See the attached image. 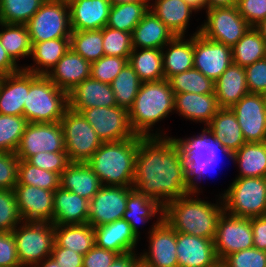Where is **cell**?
Segmentation results:
<instances>
[{
	"instance_id": "obj_1",
	"label": "cell",
	"mask_w": 266,
	"mask_h": 267,
	"mask_svg": "<svg viewBox=\"0 0 266 267\" xmlns=\"http://www.w3.org/2000/svg\"><path fill=\"white\" fill-rule=\"evenodd\" d=\"M133 189L161 206L191 192L184 158L170 136H139Z\"/></svg>"
},
{
	"instance_id": "obj_2",
	"label": "cell",
	"mask_w": 266,
	"mask_h": 267,
	"mask_svg": "<svg viewBox=\"0 0 266 267\" xmlns=\"http://www.w3.org/2000/svg\"><path fill=\"white\" fill-rule=\"evenodd\" d=\"M219 196V201L213 204L190 192L163 207V220L176 232L214 240L218 220L224 212Z\"/></svg>"
},
{
	"instance_id": "obj_3",
	"label": "cell",
	"mask_w": 266,
	"mask_h": 267,
	"mask_svg": "<svg viewBox=\"0 0 266 267\" xmlns=\"http://www.w3.org/2000/svg\"><path fill=\"white\" fill-rule=\"evenodd\" d=\"M174 111V92L168 80L141 83L135 101L128 109L129 121L136 135L166 136L152 128ZM158 132V133H157Z\"/></svg>"
},
{
	"instance_id": "obj_4",
	"label": "cell",
	"mask_w": 266,
	"mask_h": 267,
	"mask_svg": "<svg viewBox=\"0 0 266 267\" xmlns=\"http://www.w3.org/2000/svg\"><path fill=\"white\" fill-rule=\"evenodd\" d=\"M139 136L123 141L102 143L86 162L103 186L133 187Z\"/></svg>"
},
{
	"instance_id": "obj_5",
	"label": "cell",
	"mask_w": 266,
	"mask_h": 267,
	"mask_svg": "<svg viewBox=\"0 0 266 267\" xmlns=\"http://www.w3.org/2000/svg\"><path fill=\"white\" fill-rule=\"evenodd\" d=\"M173 139L184 158L187 185L195 194L201 193L197 182L202 180L205 175H209L210 172H216L217 166L222 160L221 154L231 160L229 151L212 136L206 127L199 135L184 139L173 137Z\"/></svg>"
},
{
	"instance_id": "obj_6",
	"label": "cell",
	"mask_w": 266,
	"mask_h": 267,
	"mask_svg": "<svg viewBox=\"0 0 266 267\" xmlns=\"http://www.w3.org/2000/svg\"><path fill=\"white\" fill-rule=\"evenodd\" d=\"M68 108V93L58 88L46 75L29 72V92L23 116L28 123L60 122Z\"/></svg>"
},
{
	"instance_id": "obj_7",
	"label": "cell",
	"mask_w": 266,
	"mask_h": 267,
	"mask_svg": "<svg viewBox=\"0 0 266 267\" xmlns=\"http://www.w3.org/2000/svg\"><path fill=\"white\" fill-rule=\"evenodd\" d=\"M224 211L235 217L266 215V181L264 177L236 178L221 193Z\"/></svg>"
},
{
	"instance_id": "obj_8",
	"label": "cell",
	"mask_w": 266,
	"mask_h": 267,
	"mask_svg": "<svg viewBox=\"0 0 266 267\" xmlns=\"http://www.w3.org/2000/svg\"><path fill=\"white\" fill-rule=\"evenodd\" d=\"M18 226L12 234L21 267H34L51 256L54 245L53 223L22 221Z\"/></svg>"
},
{
	"instance_id": "obj_9",
	"label": "cell",
	"mask_w": 266,
	"mask_h": 267,
	"mask_svg": "<svg viewBox=\"0 0 266 267\" xmlns=\"http://www.w3.org/2000/svg\"><path fill=\"white\" fill-rule=\"evenodd\" d=\"M60 124L70 162H87L103 143L81 112L68 107Z\"/></svg>"
},
{
	"instance_id": "obj_10",
	"label": "cell",
	"mask_w": 266,
	"mask_h": 267,
	"mask_svg": "<svg viewBox=\"0 0 266 267\" xmlns=\"http://www.w3.org/2000/svg\"><path fill=\"white\" fill-rule=\"evenodd\" d=\"M26 26L32 45L57 38H70L72 29L68 2L46 0Z\"/></svg>"
},
{
	"instance_id": "obj_11",
	"label": "cell",
	"mask_w": 266,
	"mask_h": 267,
	"mask_svg": "<svg viewBox=\"0 0 266 267\" xmlns=\"http://www.w3.org/2000/svg\"><path fill=\"white\" fill-rule=\"evenodd\" d=\"M206 21L200 26L205 38L233 47L251 27L237 6L206 9Z\"/></svg>"
},
{
	"instance_id": "obj_12",
	"label": "cell",
	"mask_w": 266,
	"mask_h": 267,
	"mask_svg": "<svg viewBox=\"0 0 266 267\" xmlns=\"http://www.w3.org/2000/svg\"><path fill=\"white\" fill-rule=\"evenodd\" d=\"M81 114L103 143L123 141L136 136L131 128L128 110L123 107H92L83 109Z\"/></svg>"
},
{
	"instance_id": "obj_13",
	"label": "cell",
	"mask_w": 266,
	"mask_h": 267,
	"mask_svg": "<svg viewBox=\"0 0 266 267\" xmlns=\"http://www.w3.org/2000/svg\"><path fill=\"white\" fill-rule=\"evenodd\" d=\"M213 241L218 260L234 252L253 248L251 218L235 217L224 211L218 220Z\"/></svg>"
},
{
	"instance_id": "obj_14",
	"label": "cell",
	"mask_w": 266,
	"mask_h": 267,
	"mask_svg": "<svg viewBox=\"0 0 266 267\" xmlns=\"http://www.w3.org/2000/svg\"><path fill=\"white\" fill-rule=\"evenodd\" d=\"M39 152H66L60 122L27 124L15 154L28 160Z\"/></svg>"
},
{
	"instance_id": "obj_15",
	"label": "cell",
	"mask_w": 266,
	"mask_h": 267,
	"mask_svg": "<svg viewBox=\"0 0 266 267\" xmlns=\"http://www.w3.org/2000/svg\"><path fill=\"white\" fill-rule=\"evenodd\" d=\"M152 226L148 231V251L143 250L140 259L149 267H179L176 231L163 220V214Z\"/></svg>"
},
{
	"instance_id": "obj_16",
	"label": "cell",
	"mask_w": 266,
	"mask_h": 267,
	"mask_svg": "<svg viewBox=\"0 0 266 267\" xmlns=\"http://www.w3.org/2000/svg\"><path fill=\"white\" fill-rule=\"evenodd\" d=\"M133 187L102 186L89 201L87 223L98 227L122 219L126 211L128 194Z\"/></svg>"
},
{
	"instance_id": "obj_17",
	"label": "cell",
	"mask_w": 266,
	"mask_h": 267,
	"mask_svg": "<svg viewBox=\"0 0 266 267\" xmlns=\"http://www.w3.org/2000/svg\"><path fill=\"white\" fill-rule=\"evenodd\" d=\"M233 63L232 47L194 35L193 67L214 82Z\"/></svg>"
},
{
	"instance_id": "obj_18",
	"label": "cell",
	"mask_w": 266,
	"mask_h": 267,
	"mask_svg": "<svg viewBox=\"0 0 266 267\" xmlns=\"http://www.w3.org/2000/svg\"><path fill=\"white\" fill-rule=\"evenodd\" d=\"M246 142L266 141V109L262 94L248 93L231 108Z\"/></svg>"
},
{
	"instance_id": "obj_19",
	"label": "cell",
	"mask_w": 266,
	"mask_h": 267,
	"mask_svg": "<svg viewBox=\"0 0 266 267\" xmlns=\"http://www.w3.org/2000/svg\"><path fill=\"white\" fill-rule=\"evenodd\" d=\"M13 190L23 221L52 223L54 191L22 184Z\"/></svg>"
},
{
	"instance_id": "obj_20",
	"label": "cell",
	"mask_w": 266,
	"mask_h": 267,
	"mask_svg": "<svg viewBox=\"0 0 266 267\" xmlns=\"http://www.w3.org/2000/svg\"><path fill=\"white\" fill-rule=\"evenodd\" d=\"M176 253L179 267H211L217 260L214 241L176 232Z\"/></svg>"
},
{
	"instance_id": "obj_21",
	"label": "cell",
	"mask_w": 266,
	"mask_h": 267,
	"mask_svg": "<svg viewBox=\"0 0 266 267\" xmlns=\"http://www.w3.org/2000/svg\"><path fill=\"white\" fill-rule=\"evenodd\" d=\"M68 5L72 31L103 29L112 6L109 0H70Z\"/></svg>"
},
{
	"instance_id": "obj_22",
	"label": "cell",
	"mask_w": 266,
	"mask_h": 267,
	"mask_svg": "<svg viewBox=\"0 0 266 267\" xmlns=\"http://www.w3.org/2000/svg\"><path fill=\"white\" fill-rule=\"evenodd\" d=\"M113 106H117V104L110 84L94 80L91 77L68 92V107L77 112L92 107Z\"/></svg>"
},
{
	"instance_id": "obj_23",
	"label": "cell",
	"mask_w": 266,
	"mask_h": 267,
	"mask_svg": "<svg viewBox=\"0 0 266 267\" xmlns=\"http://www.w3.org/2000/svg\"><path fill=\"white\" fill-rule=\"evenodd\" d=\"M29 92V71L0 76V114L23 116L24 102Z\"/></svg>"
},
{
	"instance_id": "obj_24",
	"label": "cell",
	"mask_w": 266,
	"mask_h": 267,
	"mask_svg": "<svg viewBox=\"0 0 266 267\" xmlns=\"http://www.w3.org/2000/svg\"><path fill=\"white\" fill-rule=\"evenodd\" d=\"M91 63L71 48L46 75L58 88L71 91L76 85L90 78Z\"/></svg>"
},
{
	"instance_id": "obj_25",
	"label": "cell",
	"mask_w": 266,
	"mask_h": 267,
	"mask_svg": "<svg viewBox=\"0 0 266 267\" xmlns=\"http://www.w3.org/2000/svg\"><path fill=\"white\" fill-rule=\"evenodd\" d=\"M219 109L215 93L174 94V111H177L179 116L181 115L185 119L205 123L203 127H207L211 123Z\"/></svg>"
},
{
	"instance_id": "obj_26",
	"label": "cell",
	"mask_w": 266,
	"mask_h": 267,
	"mask_svg": "<svg viewBox=\"0 0 266 267\" xmlns=\"http://www.w3.org/2000/svg\"><path fill=\"white\" fill-rule=\"evenodd\" d=\"M89 216V200L59 187L54 191V225L85 224Z\"/></svg>"
},
{
	"instance_id": "obj_27",
	"label": "cell",
	"mask_w": 266,
	"mask_h": 267,
	"mask_svg": "<svg viewBox=\"0 0 266 267\" xmlns=\"http://www.w3.org/2000/svg\"><path fill=\"white\" fill-rule=\"evenodd\" d=\"M95 242L100 248L124 254L136 251L138 238L132 232L130 224L122 219L94 227Z\"/></svg>"
},
{
	"instance_id": "obj_28",
	"label": "cell",
	"mask_w": 266,
	"mask_h": 267,
	"mask_svg": "<svg viewBox=\"0 0 266 267\" xmlns=\"http://www.w3.org/2000/svg\"><path fill=\"white\" fill-rule=\"evenodd\" d=\"M197 33H200V27H197V31L191 34L189 39H186L185 36H175L162 48L163 70L166 80L173 75L193 68L194 35Z\"/></svg>"
},
{
	"instance_id": "obj_29",
	"label": "cell",
	"mask_w": 266,
	"mask_h": 267,
	"mask_svg": "<svg viewBox=\"0 0 266 267\" xmlns=\"http://www.w3.org/2000/svg\"><path fill=\"white\" fill-rule=\"evenodd\" d=\"M102 186L100 179L86 162H71L60 175V187L89 201Z\"/></svg>"
},
{
	"instance_id": "obj_30",
	"label": "cell",
	"mask_w": 266,
	"mask_h": 267,
	"mask_svg": "<svg viewBox=\"0 0 266 267\" xmlns=\"http://www.w3.org/2000/svg\"><path fill=\"white\" fill-rule=\"evenodd\" d=\"M174 37V33L149 10L132 32V46L133 49H162Z\"/></svg>"
},
{
	"instance_id": "obj_31",
	"label": "cell",
	"mask_w": 266,
	"mask_h": 267,
	"mask_svg": "<svg viewBox=\"0 0 266 267\" xmlns=\"http://www.w3.org/2000/svg\"><path fill=\"white\" fill-rule=\"evenodd\" d=\"M249 93L244 67L231 64L215 81V95L219 108H231Z\"/></svg>"
},
{
	"instance_id": "obj_32",
	"label": "cell",
	"mask_w": 266,
	"mask_h": 267,
	"mask_svg": "<svg viewBox=\"0 0 266 267\" xmlns=\"http://www.w3.org/2000/svg\"><path fill=\"white\" fill-rule=\"evenodd\" d=\"M153 1V0H150ZM151 10L175 36H185L190 17L196 10L184 0H155Z\"/></svg>"
},
{
	"instance_id": "obj_33",
	"label": "cell",
	"mask_w": 266,
	"mask_h": 267,
	"mask_svg": "<svg viewBox=\"0 0 266 267\" xmlns=\"http://www.w3.org/2000/svg\"><path fill=\"white\" fill-rule=\"evenodd\" d=\"M206 128L231 155L246 143L236 115L230 108H220Z\"/></svg>"
},
{
	"instance_id": "obj_34",
	"label": "cell",
	"mask_w": 266,
	"mask_h": 267,
	"mask_svg": "<svg viewBox=\"0 0 266 267\" xmlns=\"http://www.w3.org/2000/svg\"><path fill=\"white\" fill-rule=\"evenodd\" d=\"M70 49V38H57L32 45L31 58L34 64L23 68L36 75H47Z\"/></svg>"
},
{
	"instance_id": "obj_35",
	"label": "cell",
	"mask_w": 266,
	"mask_h": 267,
	"mask_svg": "<svg viewBox=\"0 0 266 267\" xmlns=\"http://www.w3.org/2000/svg\"><path fill=\"white\" fill-rule=\"evenodd\" d=\"M54 242L84 256L96 245L95 230L89 223L54 225Z\"/></svg>"
},
{
	"instance_id": "obj_36",
	"label": "cell",
	"mask_w": 266,
	"mask_h": 267,
	"mask_svg": "<svg viewBox=\"0 0 266 267\" xmlns=\"http://www.w3.org/2000/svg\"><path fill=\"white\" fill-rule=\"evenodd\" d=\"M233 163L238 164L239 175L242 177L266 176V141L246 142L231 155Z\"/></svg>"
},
{
	"instance_id": "obj_37",
	"label": "cell",
	"mask_w": 266,
	"mask_h": 267,
	"mask_svg": "<svg viewBox=\"0 0 266 267\" xmlns=\"http://www.w3.org/2000/svg\"><path fill=\"white\" fill-rule=\"evenodd\" d=\"M158 213L163 214V206L156 200L149 198L147 195L139 194L133 189L128 194L126 202V211L124 212L123 219L126 220L132 229V232L139 239V227L142 223H148L152 217H156Z\"/></svg>"
},
{
	"instance_id": "obj_38",
	"label": "cell",
	"mask_w": 266,
	"mask_h": 267,
	"mask_svg": "<svg viewBox=\"0 0 266 267\" xmlns=\"http://www.w3.org/2000/svg\"><path fill=\"white\" fill-rule=\"evenodd\" d=\"M161 50L158 48L132 50L128 63L133 67L142 83L165 79Z\"/></svg>"
},
{
	"instance_id": "obj_39",
	"label": "cell",
	"mask_w": 266,
	"mask_h": 267,
	"mask_svg": "<svg viewBox=\"0 0 266 267\" xmlns=\"http://www.w3.org/2000/svg\"><path fill=\"white\" fill-rule=\"evenodd\" d=\"M0 41L6 53L17 64L20 58L31 57L32 43L26 24L0 22Z\"/></svg>"
},
{
	"instance_id": "obj_40",
	"label": "cell",
	"mask_w": 266,
	"mask_h": 267,
	"mask_svg": "<svg viewBox=\"0 0 266 267\" xmlns=\"http://www.w3.org/2000/svg\"><path fill=\"white\" fill-rule=\"evenodd\" d=\"M264 58H266V41L254 27H250L232 47L233 64L246 67Z\"/></svg>"
},
{
	"instance_id": "obj_41",
	"label": "cell",
	"mask_w": 266,
	"mask_h": 267,
	"mask_svg": "<svg viewBox=\"0 0 266 267\" xmlns=\"http://www.w3.org/2000/svg\"><path fill=\"white\" fill-rule=\"evenodd\" d=\"M150 2L113 4L108 16V27L132 33L144 15L149 11Z\"/></svg>"
},
{
	"instance_id": "obj_42",
	"label": "cell",
	"mask_w": 266,
	"mask_h": 267,
	"mask_svg": "<svg viewBox=\"0 0 266 267\" xmlns=\"http://www.w3.org/2000/svg\"><path fill=\"white\" fill-rule=\"evenodd\" d=\"M141 83L133 67L127 63L110 83L117 106L128 110L135 101Z\"/></svg>"
},
{
	"instance_id": "obj_43",
	"label": "cell",
	"mask_w": 266,
	"mask_h": 267,
	"mask_svg": "<svg viewBox=\"0 0 266 267\" xmlns=\"http://www.w3.org/2000/svg\"><path fill=\"white\" fill-rule=\"evenodd\" d=\"M70 48L90 63L99 60L105 55L102 29L72 31Z\"/></svg>"
},
{
	"instance_id": "obj_44",
	"label": "cell",
	"mask_w": 266,
	"mask_h": 267,
	"mask_svg": "<svg viewBox=\"0 0 266 267\" xmlns=\"http://www.w3.org/2000/svg\"><path fill=\"white\" fill-rule=\"evenodd\" d=\"M174 94L177 93H215V82L207 78L194 67L185 72L171 76L168 79Z\"/></svg>"
},
{
	"instance_id": "obj_45",
	"label": "cell",
	"mask_w": 266,
	"mask_h": 267,
	"mask_svg": "<svg viewBox=\"0 0 266 267\" xmlns=\"http://www.w3.org/2000/svg\"><path fill=\"white\" fill-rule=\"evenodd\" d=\"M17 184L33 185L55 191L60 187V174L38 168L27 160L19 159Z\"/></svg>"
},
{
	"instance_id": "obj_46",
	"label": "cell",
	"mask_w": 266,
	"mask_h": 267,
	"mask_svg": "<svg viewBox=\"0 0 266 267\" xmlns=\"http://www.w3.org/2000/svg\"><path fill=\"white\" fill-rule=\"evenodd\" d=\"M46 0H0V22L26 24Z\"/></svg>"
},
{
	"instance_id": "obj_47",
	"label": "cell",
	"mask_w": 266,
	"mask_h": 267,
	"mask_svg": "<svg viewBox=\"0 0 266 267\" xmlns=\"http://www.w3.org/2000/svg\"><path fill=\"white\" fill-rule=\"evenodd\" d=\"M28 122L24 116L0 114V151L15 153Z\"/></svg>"
},
{
	"instance_id": "obj_48",
	"label": "cell",
	"mask_w": 266,
	"mask_h": 267,
	"mask_svg": "<svg viewBox=\"0 0 266 267\" xmlns=\"http://www.w3.org/2000/svg\"><path fill=\"white\" fill-rule=\"evenodd\" d=\"M102 37L105 56L129 59L133 50L132 33L105 26L102 29Z\"/></svg>"
},
{
	"instance_id": "obj_49",
	"label": "cell",
	"mask_w": 266,
	"mask_h": 267,
	"mask_svg": "<svg viewBox=\"0 0 266 267\" xmlns=\"http://www.w3.org/2000/svg\"><path fill=\"white\" fill-rule=\"evenodd\" d=\"M22 221L14 190L0 189V232H12Z\"/></svg>"
},
{
	"instance_id": "obj_50",
	"label": "cell",
	"mask_w": 266,
	"mask_h": 267,
	"mask_svg": "<svg viewBox=\"0 0 266 267\" xmlns=\"http://www.w3.org/2000/svg\"><path fill=\"white\" fill-rule=\"evenodd\" d=\"M127 63V58L104 55L91 63L90 77L110 84Z\"/></svg>"
},
{
	"instance_id": "obj_51",
	"label": "cell",
	"mask_w": 266,
	"mask_h": 267,
	"mask_svg": "<svg viewBox=\"0 0 266 267\" xmlns=\"http://www.w3.org/2000/svg\"><path fill=\"white\" fill-rule=\"evenodd\" d=\"M227 267H266V251L255 247L234 252L222 260Z\"/></svg>"
},
{
	"instance_id": "obj_52",
	"label": "cell",
	"mask_w": 266,
	"mask_h": 267,
	"mask_svg": "<svg viewBox=\"0 0 266 267\" xmlns=\"http://www.w3.org/2000/svg\"><path fill=\"white\" fill-rule=\"evenodd\" d=\"M27 161L38 168L60 175L71 163L66 152H39Z\"/></svg>"
},
{
	"instance_id": "obj_53",
	"label": "cell",
	"mask_w": 266,
	"mask_h": 267,
	"mask_svg": "<svg viewBox=\"0 0 266 267\" xmlns=\"http://www.w3.org/2000/svg\"><path fill=\"white\" fill-rule=\"evenodd\" d=\"M19 158L15 153L0 151V189L13 190L17 184Z\"/></svg>"
},
{
	"instance_id": "obj_54",
	"label": "cell",
	"mask_w": 266,
	"mask_h": 267,
	"mask_svg": "<svg viewBox=\"0 0 266 267\" xmlns=\"http://www.w3.org/2000/svg\"><path fill=\"white\" fill-rule=\"evenodd\" d=\"M249 93L266 92V58L244 67Z\"/></svg>"
},
{
	"instance_id": "obj_55",
	"label": "cell",
	"mask_w": 266,
	"mask_h": 267,
	"mask_svg": "<svg viewBox=\"0 0 266 267\" xmlns=\"http://www.w3.org/2000/svg\"><path fill=\"white\" fill-rule=\"evenodd\" d=\"M237 8L251 27L266 18V0H238Z\"/></svg>"
},
{
	"instance_id": "obj_56",
	"label": "cell",
	"mask_w": 266,
	"mask_h": 267,
	"mask_svg": "<svg viewBox=\"0 0 266 267\" xmlns=\"http://www.w3.org/2000/svg\"><path fill=\"white\" fill-rule=\"evenodd\" d=\"M0 267H21L12 232H0Z\"/></svg>"
},
{
	"instance_id": "obj_57",
	"label": "cell",
	"mask_w": 266,
	"mask_h": 267,
	"mask_svg": "<svg viewBox=\"0 0 266 267\" xmlns=\"http://www.w3.org/2000/svg\"><path fill=\"white\" fill-rule=\"evenodd\" d=\"M118 255V253L95 245L84 255L83 267H109Z\"/></svg>"
},
{
	"instance_id": "obj_58",
	"label": "cell",
	"mask_w": 266,
	"mask_h": 267,
	"mask_svg": "<svg viewBox=\"0 0 266 267\" xmlns=\"http://www.w3.org/2000/svg\"><path fill=\"white\" fill-rule=\"evenodd\" d=\"M51 257L55 259L60 267H83V255L73 250L59 247L55 242Z\"/></svg>"
},
{
	"instance_id": "obj_59",
	"label": "cell",
	"mask_w": 266,
	"mask_h": 267,
	"mask_svg": "<svg viewBox=\"0 0 266 267\" xmlns=\"http://www.w3.org/2000/svg\"><path fill=\"white\" fill-rule=\"evenodd\" d=\"M254 247L266 251V215L251 218Z\"/></svg>"
},
{
	"instance_id": "obj_60",
	"label": "cell",
	"mask_w": 266,
	"mask_h": 267,
	"mask_svg": "<svg viewBox=\"0 0 266 267\" xmlns=\"http://www.w3.org/2000/svg\"><path fill=\"white\" fill-rule=\"evenodd\" d=\"M21 66H18L11 57L6 53L0 41V76L18 72Z\"/></svg>"
},
{
	"instance_id": "obj_61",
	"label": "cell",
	"mask_w": 266,
	"mask_h": 267,
	"mask_svg": "<svg viewBox=\"0 0 266 267\" xmlns=\"http://www.w3.org/2000/svg\"><path fill=\"white\" fill-rule=\"evenodd\" d=\"M135 252L137 251L118 255L109 267H134L140 260V254H136Z\"/></svg>"
},
{
	"instance_id": "obj_62",
	"label": "cell",
	"mask_w": 266,
	"mask_h": 267,
	"mask_svg": "<svg viewBox=\"0 0 266 267\" xmlns=\"http://www.w3.org/2000/svg\"><path fill=\"white\" fill-rule=\"evenodd\" d=\"M238 0H206V9L237 6Z\"/></svg>"
},
{
	"instance_id": "obj_63",
	"label": "cell",
	"mask_w": 266,
	"mask_h": 267,
	"mask_svg": "<svg viewBox=\"0 0 266 267\" xmlns=\"http://www.w3.org/2000/svg\"><path fill=\"white\" fill-rule=\"evenodd\" d=\"M192 6L197 12L206 9V0H184Z\"/></svg>"
},
{
	"instance_id": "obj_64",
	"label": "cell",
	"mask_w": 266,
	"mask_h": 267,
	"mask_svg": "<svg viewBox=\"0 0 266 267\" xmlns=\"http://www.w3.org/2000/svg\"><path fill=\"white\" fill-rule=\"evenodd\" d=\"M34 267H60L55 259H53L51 256L44 259L40 263L36 264Z\"/></svg>"
},
{
	"instance_id": "obj_65",
	"label": "cell",
	"mask_w": 266,
	"mask_h": 267,
	"mask_svg": "<svg viewBox=\"0 0 266 267\" xmlns=\"http://www.w3.org/2000/svg\"><path fill=\"white\" fill-rule=\"evenodd\" d=\"M266 41V18L254 27Z\"/></svg>"
},
{
	"instance_id": "obj_66",
	"label": "cell",
	"mask_w": 266,
	"mask_h": 267,
	"mask_svg": "<svg viewBox=\"0 0 266 267\" xmlns=\"http://www.w3.org/2000/svg\"><path fill=\"white\" fill-rule=\"evenodd\" d=\"M111 4H120V3H136V2H150V0H109Z\"/></svg>"
},
{
	"instance_id": "obj_67",
	"label": "cell",
	"mask_w": 266,
	"mask_h": 267,
	"mask_svg": "<svg viewBox=\"0 0 266 267\" xmlns=\"http://www.w3.org/2000/svg\"><path fill=\"white\" fill-rule=\"evenodd\" d=\"M211 267H227L222 260H217Z\"/></svg>"
},
{
	"instance_id": "obj_68",
	"label": "cell",
	"mask_w": 266,
	"mask_h": 267,
	"mask_svg": "<svg viewBox=\"0 0 266 267\" xmlns=\"http://www.w3.org/2000/svg\"><path fill=\"white\" fill-rule=\"evenodd\" d=\"M134 267H149L141 259L134 265Z\"/></svg>"
},
{
	"instance_id": "obj_69",
	"label": "cell",
	"mask_w": 266,
	"mask_h": 267,
	"mask_svg": "<svg viewBox=\"0 0 266 267\" xmlns=\"http://www.w3.org/2000/svg\"><path fill=\"white\" fill-rule=\"evenodd\" d=\"M263 100H264V106L266 109V92L262 94Z\"/></svg>"
}]
</instances>
